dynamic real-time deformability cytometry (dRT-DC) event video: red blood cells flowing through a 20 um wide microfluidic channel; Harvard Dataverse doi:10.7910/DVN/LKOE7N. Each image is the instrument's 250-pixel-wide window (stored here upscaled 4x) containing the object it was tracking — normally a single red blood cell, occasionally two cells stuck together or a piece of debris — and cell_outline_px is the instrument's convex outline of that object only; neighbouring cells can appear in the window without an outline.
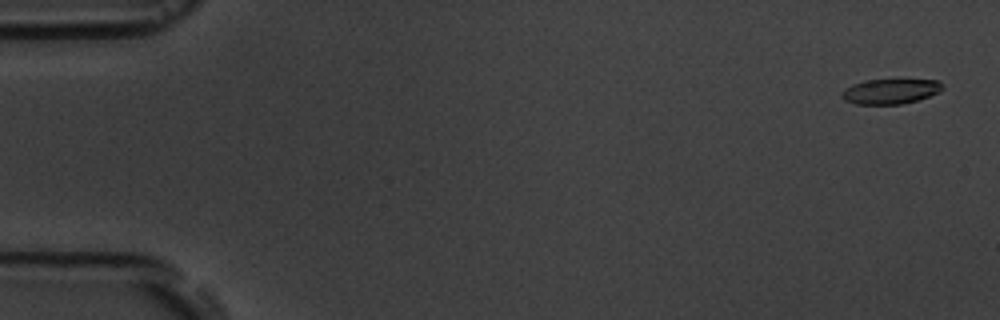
{"species": "common noctule bat (a hibernating species)", "species_latin": "Nyctalus noctula", "temperature_condition": "room temperature", "stored_images_in_passage": 5, "camera_frame_rate_fps": 3000, "um_per_image_px": 0.085, "animal": {"sex": "male", "body_mass_g": 19.5, "forearm_length_mm": 54.6}, "frame": {"image": 1, "passage_image": 1, "time_ms": 0.0, "image_size_px": [1000, 320], "cell_outline_px": [[944, 88], [940, 92], [916, 100], [900, 104], [856, 104], [844, 100], [840, 96], [840, 92], [844, 88], [852, 84], [864, 80], [940, 80], [944, 84]], "centroid_in_image_um": [75.66, 7.76], "position_along_channel_um": 9.3, "area_um2": 14.8}}
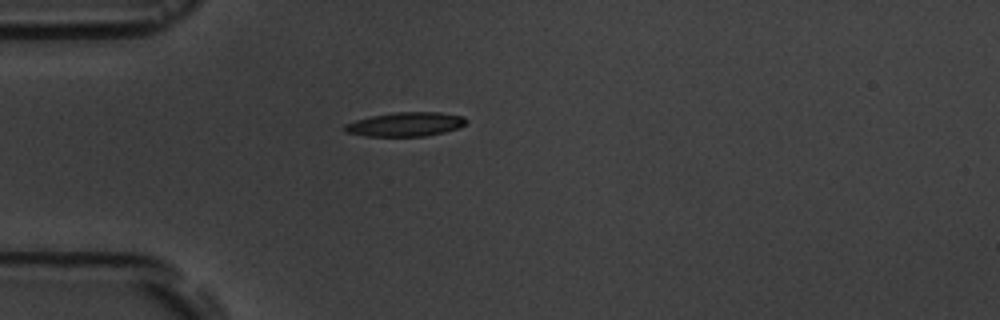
{"frame": {"image": 2, "passage_image": 5, "time_ms": 4.667, "image_size_px": [1000, 320], "cell_outline_px": [[468, 120], [460, 128], [444, 132], [424, 136], [364, 136], [344, 132], [344, 124], [356, 120], [372, 116], [396, 112], [440, 112], [464, 116]], "centroid_in_image_um": [34.48, 10.56], "position_along_channel_um": 50.5, "area_um2": 17.11}}